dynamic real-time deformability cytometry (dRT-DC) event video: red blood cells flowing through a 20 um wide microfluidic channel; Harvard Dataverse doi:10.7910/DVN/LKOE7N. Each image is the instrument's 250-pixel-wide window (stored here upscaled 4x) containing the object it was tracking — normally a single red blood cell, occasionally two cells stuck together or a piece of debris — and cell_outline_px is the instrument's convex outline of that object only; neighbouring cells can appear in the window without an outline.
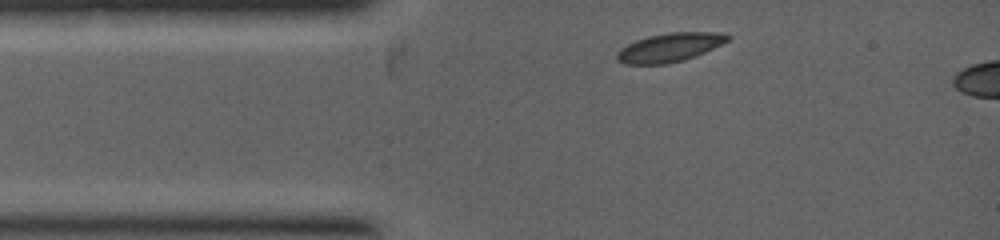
{"species": "common noctule bat (a hibernating species)", "species_latin": "Nyctalus noctula", "temperature_condition": "warm", "stored_images_in_passage": 2, "camera_frame_rate_fps": 5000, "um_per_image_px": 0.085, "animal": {"sex": "female", "body_mass_g": 19.0, "forearm_length_mm": 53.3}, "frame": {"image": 1, "passage_image": 1, "time_ms": 0.0, "image_size_px": [1000, 240], "cell_outline_px": [[732, 36], [728, 40], [696, 56], [684, 60], [668, 64], [624, 64], [616, 60], [616, 52], [620, 48], [636, 40], [648, 36], [668, 32], [724, 32]], "centroid_in_image_um": [56.9, 4.03], "position_along_channel_um": 28.1, "area_um2": 18.67}}